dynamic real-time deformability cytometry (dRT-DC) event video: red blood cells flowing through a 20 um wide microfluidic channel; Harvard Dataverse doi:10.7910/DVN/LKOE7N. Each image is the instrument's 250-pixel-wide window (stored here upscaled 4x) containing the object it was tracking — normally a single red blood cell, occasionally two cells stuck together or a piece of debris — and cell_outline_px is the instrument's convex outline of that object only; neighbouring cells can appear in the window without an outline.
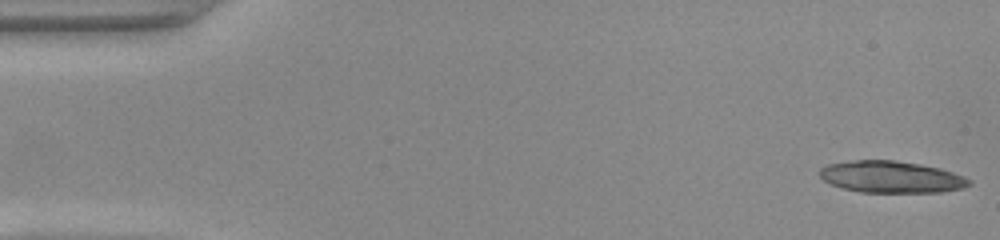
{"species": "common noctule bat (a hibernating species)", "species_latin": "Nyctalus noctula", "temperature_condition": "warm", "stored_images_in_passage": 3, "camera_frame_rate_fps": 3000, "um_per_image_px": 0.085, "animal": {"sex": "female", "body_mass_g": 22.0, "forearm_length_mm": 56.7}, "frame": {"image": 1, "passage_image": 1, "time_ms": 0.0, "image_size_px": [1000, 240], "cell_outline_px": [[972, 184], [964, 188], [940, 192], [860, 192], [844, 188], [832, 184], [824, 180], [820, 176], [820, 168], [828, 164], [852, 160], [896, 160], [920, 164], [940, 168], [964, 176], [972, 180]], "centroid_in_image_um": [75.79, 15.03], "position_along_channel_um": 9.2, "area_um2": 27.69}}